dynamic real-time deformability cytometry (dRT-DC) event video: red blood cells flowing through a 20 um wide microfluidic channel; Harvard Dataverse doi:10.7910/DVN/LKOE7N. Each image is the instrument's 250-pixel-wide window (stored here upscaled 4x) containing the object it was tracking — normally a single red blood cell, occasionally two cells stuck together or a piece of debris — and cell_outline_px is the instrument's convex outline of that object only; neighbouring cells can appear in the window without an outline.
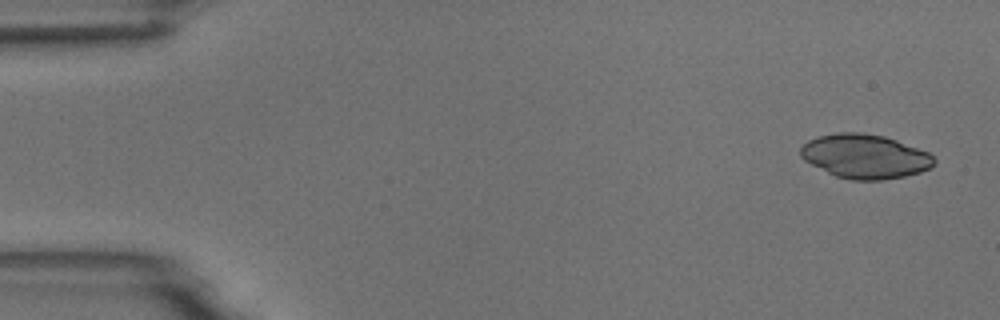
{"species": "common noctule bat (a hibernating species)", "species_latin": "Nyctalus noctula", "temperature_condition": "room temperature", "stored_images_in_passage": 4, "camera_frame_rate_fps": 3000, "um_per_image_px": 0.085, "animal": {"sex": "male", "body_mass_g": 18.8}, "frame": {"image": 1, "passage_image": 1, "time_ms": 0.0, "image_size_px": [1000, 320], "cell_outline_px": [[936, 164], [932, 168], [920, 172], [904, 176], [880, 180], [852, 180], [836, 176], [804, 160], [800, 156], [800, 148], [808, 140], [820, 136], [836, 132], [864, 132], [884, 136], [896, 140], [928, 152], [936, 160]], "centroid_in_image_um": [73.54, 13.28], "position_along_channel_um": 11.5, "area_um2": 34.33}}